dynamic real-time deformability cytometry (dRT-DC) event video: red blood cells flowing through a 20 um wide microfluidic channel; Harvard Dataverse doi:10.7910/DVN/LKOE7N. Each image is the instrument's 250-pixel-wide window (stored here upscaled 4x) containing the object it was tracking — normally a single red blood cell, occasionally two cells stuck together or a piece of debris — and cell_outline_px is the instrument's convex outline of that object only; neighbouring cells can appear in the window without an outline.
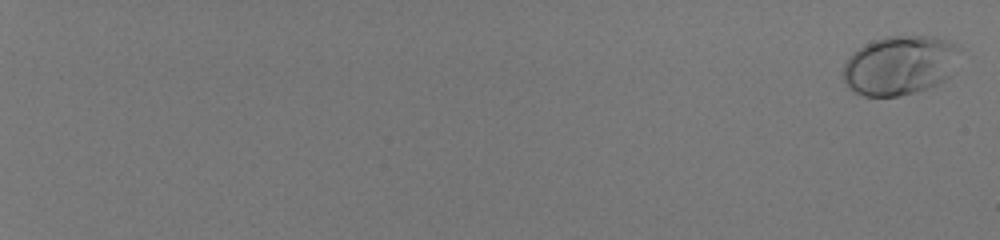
{"species": "human", "species_latin": "Homo sapiens", "temperature_condition": "room temperature", "stored_images_in_passage": 52, "camera_frame_rate_fps": 3000, "um_per_image_px": 0.085, "donor": {"sex": "male"}, "frame": {"image": 1, "passage_image": 2, "time_ms": 0.333, "image_size_px": [1000, 240], "cell_outline_px": [[964, 48], [948, 76], [944, 80], [928, 88], [900, 96], [864, 96], [848, 88], [844, 80], [844, 64], [852, 52], [864, 44], [888, 36], [932, 36], [948, 40]], "centroid_in_image_um": [76.5, 5.53], "position_along_channel_um": 8.5, "area_um2": 40.4}}